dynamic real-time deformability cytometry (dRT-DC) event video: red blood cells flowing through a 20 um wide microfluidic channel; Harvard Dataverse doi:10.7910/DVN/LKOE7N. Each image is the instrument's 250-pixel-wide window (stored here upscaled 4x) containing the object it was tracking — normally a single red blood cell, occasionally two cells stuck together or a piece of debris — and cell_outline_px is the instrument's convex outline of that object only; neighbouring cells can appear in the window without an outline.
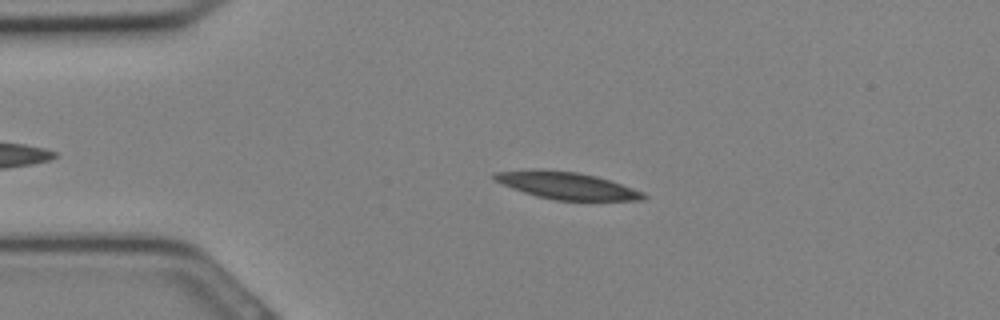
{"species": "Egyptian fruit bat (a non-hibernating species)", "species_latin": "Rousettus aegyptiacus", "temperature_condition": "cold", "stored_images_in_passage": 30, "camera_frame_rate_fps": 3000, "um_per_image_px": 0.085, "animal": {"sex": "female"}, "frame": {"image": 1, "passage_image": 6, "time_ms": 1.667, "image_size_px": [1000, 320], "cell_outline_px": [[648, 196], [644, 200], [556, 200], [536, 196], [512, 188], [496, 180], [492, 176], [492, 172], [576, 172], [596, 176], [644, 192]], "centroid_in_image_um": [48.29, 15.83], "position_along_channel_um": 36.7, "area_um2": 22.25}}
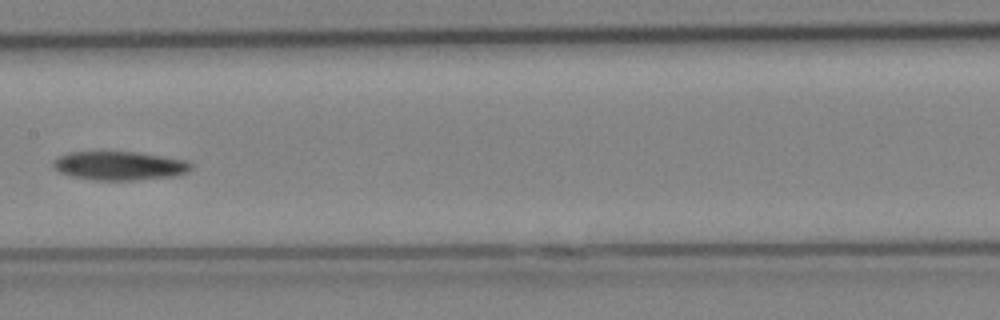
{"frame": {"image": 2, "passage_image": 15, "time_ms": 4.667, "image_size_px": [1000, 320], "cell_outline_px": [[192, 168], [188, 172], [172, 176], [132, 180], [96, 180], [72, 176], [60, 172], [52, 164], [52, 160], [56, 156], [68, 152], [108, 148], [140, 152], [188, 160], [192, 164]], "centroid_in_image_um": [10.11, 14.02], "position_along_channel_um": 197.3, "area_um2": 24.22}}
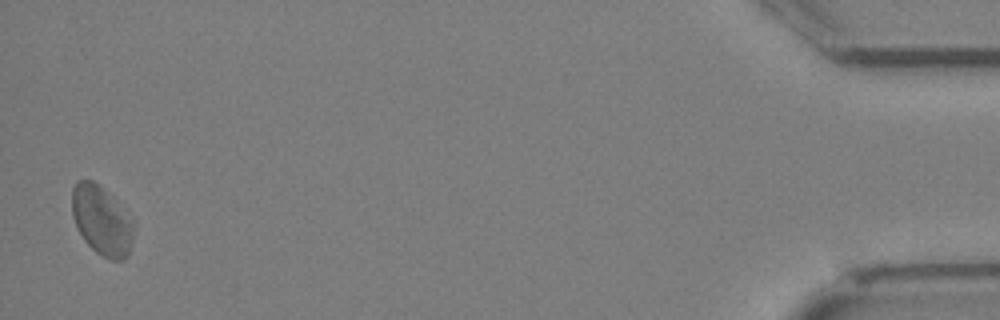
{"frame": {"image": 3, "passage_image": 30, "time_ms": 9.667, "image_size_px": [1000, 320], "cell_outline_px": [[132, 240], [128, 252], [124, 260], [112, 260], [96, 252], [84, 240], [76, 228], [72, 216], [72, 188], [76, 180], [92, 180], [112, 196], [132, 224]], "centroid_in_image_um": [8.57, 18.74], "position_along_channel_um": 426.6, "area_um2": 24.28}}